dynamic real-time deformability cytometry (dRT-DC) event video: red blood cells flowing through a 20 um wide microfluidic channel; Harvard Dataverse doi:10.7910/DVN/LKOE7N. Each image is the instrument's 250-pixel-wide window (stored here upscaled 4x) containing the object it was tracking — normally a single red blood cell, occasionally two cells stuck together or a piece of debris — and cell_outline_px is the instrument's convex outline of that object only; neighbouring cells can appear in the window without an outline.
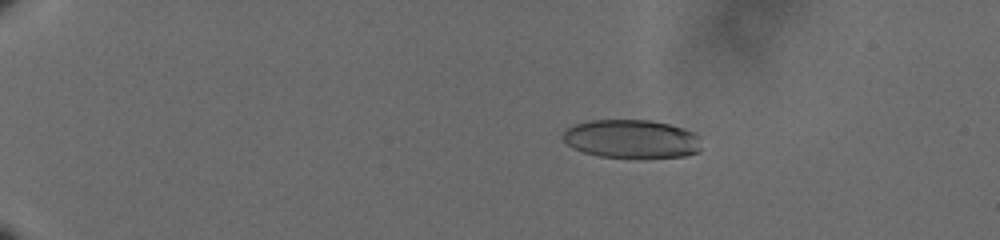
{"species": "human", "species_latin": "Homo sapiens", "temperature_condition": "cold", "stored_images_in_passage": 62, "camera_frame_rate_fps": 3000, "um_per_image_px": 0.085, "donor": {"sex": "male"}, "frame": {"image": 1, "passage_image": 15, "time_ms": 4.667, "image_size_px": [1000, 240], "cell_outline_px": [[700, 152], [684, 156], [600, 156], [584, 152], [572, 148], [560, 136], [564, 128], [576, 124], [592, 120], [652, 120], [684, 128], [692, 132], [696, 136], [700, 148]], "centroid_in_image_um": [53.62, 11.78], "position_along_channel_um": 31.4, "area_um2": 30.58}}
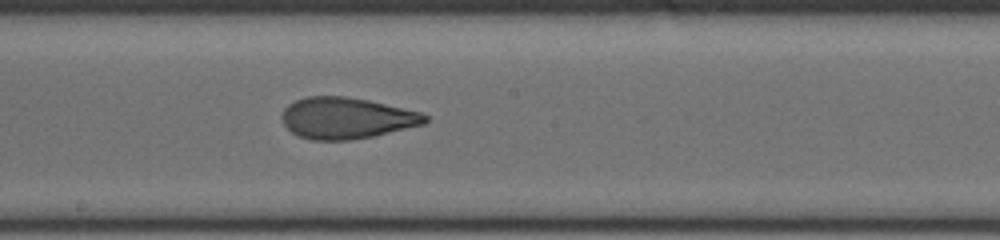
{"frame": {"image": 2, "passage_image": 39, "time_ms": 12.667, "image_size_px": [1000, 240], "cell_outline_px": [[428, 120], [424, 124], [372, 136], [348, 140], [312, 140], [300, 136], [292, 132], [284, 124], [280, 116], [284, 108], [288, 104], [296, 100], [308, 96], [344, 96], [368, 100], [420, 112], [428, 116]], "centroid_in_image_um": [29.42, 10.03], "position_along_channel_um": 218.8, "area_um2": 34.22}}
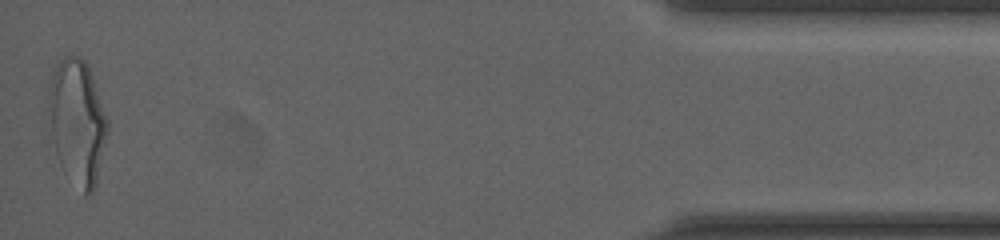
{"frame": {"image": 3, "passage_image": 62, "time_ms": 20.333, "image_size_px": [1000, 240], "cell_outline_px": [[108, 132], [96, 184], [92, 192], [88, 196], [84, 196], [52, 132], [48, 108], [48, 88], [52, 76], [60, 60], [64, 56], [76, 56], [84, 60], [92, 76], [108, 120]], "centroid_in_image_um": [6.64, 10.21], "position_along_channel_um": 428.6, "area_um2": 40.34}, "authors_computed_cell_mechanics": {"area_um2": 33.6107, "velocity_mm_per_s": 3.6356, "shape_relaxation_time_tau1_ms": 7.7768, "shape_relaxation_time_tau2_ms": 1.548, "deformation_change_tau1": 0.2274, "deformation_change_tau2": 0.086}}